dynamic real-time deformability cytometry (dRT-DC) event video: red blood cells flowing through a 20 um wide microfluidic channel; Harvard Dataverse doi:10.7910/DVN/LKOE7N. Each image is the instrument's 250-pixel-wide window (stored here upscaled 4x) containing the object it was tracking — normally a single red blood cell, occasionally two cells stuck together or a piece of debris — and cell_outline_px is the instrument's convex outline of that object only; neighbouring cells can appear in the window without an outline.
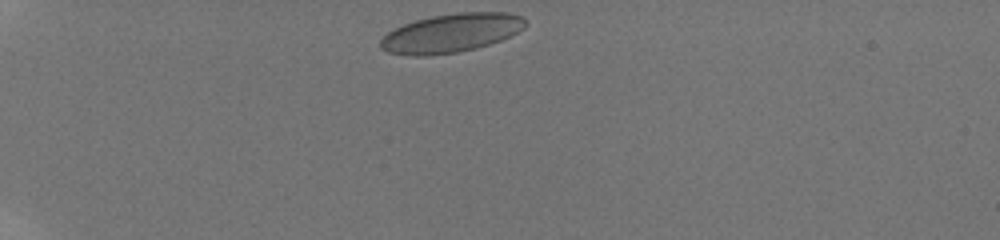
{"species": "human", "species_latin": "Homo sapiens", "temperature_condition": "room temperature", "stored_images_in_passage": 17, "camera_frame_rate_fps": 3000, "um_per_image_px": 0.085, "donor": {"sex": "male"}, "frame": {"image": 1, "passage_image": 1, "time_ms": 0.0, "image_size_px": [1000, 240], "cell_outline_px": [[528, 24], [524, 28], [500, 40], [476, 48], [456, 52], [428, 56], [408, 56], [388, 52], [380, 48], [380, 40], [388, 32], [404, 24], [416, 20], [432, 16], [460, 12], [508, 12], [524, 16], [528, 20]], "centroid_in_image_um": [38.37, 2.8], "position_along_channel_um": 46.6, "area_um2": 32.77}}
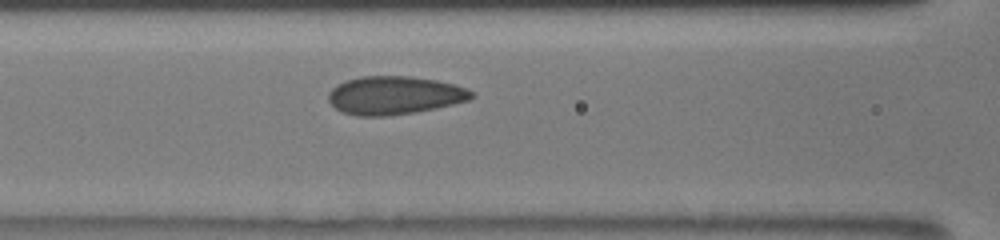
{"frame": {"image": 2, "passage_image": 10, "time_ms": 3.667, "image_size_px": [1000, 240], "cell_outline_px": [[476, 96], [468, 100], [436, 108], [416, 112], [388, 116], [356, 116], [344, 112], [336, 108], [328, 100], [328, 92], [332, 88], [348, 80], [360, 76], [412, 76], [436, 80], [468, 88]], "centroid_in_image_um": [33.54, 8.1], "position_along_channel_um": 133.1, "area_um2": 31.85}}
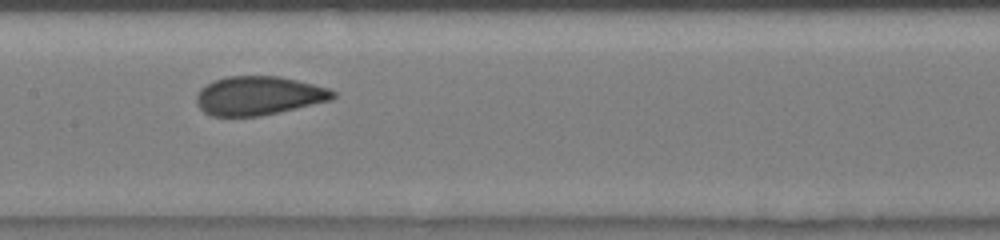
{"frame": {"image": 3, "passage_image": 16, "time_ms": 5.0, "image_size_px": [1000, 240], "cell_outline_px": [[336, 96], [332, 100], [260, 116], [212, 116], [204, 112], [196, 104], [196, 96], [200, 88], [216, 80], [228, 76], [280, 76], [328, 88], [336, 92]], "centroid_in_image_um": [21.98, 8.13], "position_along_channel_um": 185.4, "area_um2": 30.75}}